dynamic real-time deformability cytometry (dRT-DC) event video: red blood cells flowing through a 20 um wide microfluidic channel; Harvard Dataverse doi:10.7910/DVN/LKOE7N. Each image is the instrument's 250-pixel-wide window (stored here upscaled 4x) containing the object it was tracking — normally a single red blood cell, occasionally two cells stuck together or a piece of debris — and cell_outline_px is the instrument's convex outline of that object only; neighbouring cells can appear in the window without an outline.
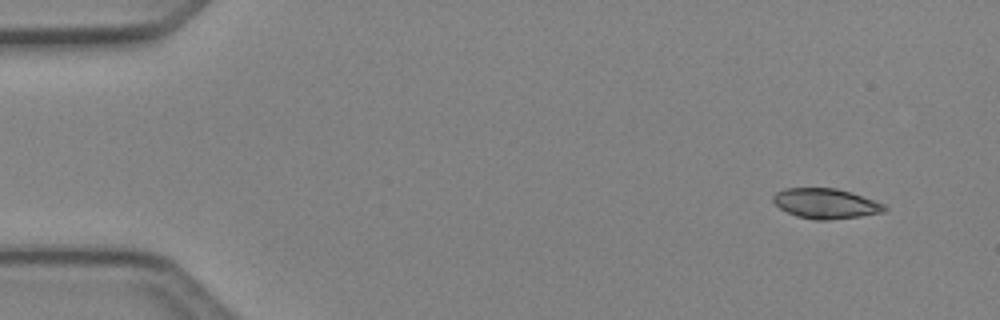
{"species": "Egyptian fruit bat (a non-hibernating species)", "species_latin": "Rousettus aegyptiacus", "temperature_condition": "cold", "stored_images_in_passage": 4, "camera_frame_rate_fps": 3000, "um_per_image_px": 0.085, "animal": {"sex": "female"}, "frame": {"image": 1, "passage_image": 1, "time_ms": 0.0, "image_size_px": [1000, 320], "cell_outline_px": [[888, 208], [884, 212], [860, 216], [828, 220], [816, 220], [796, 216], [780, 208], [772, 200], [772, 196], [776, 192], [784, 188], [836, 188], [884, 204]], "centroid_in_image_um": [70.15, 17.3], "position_along_channel_um": 14.9, "area_um2": 19.31}}
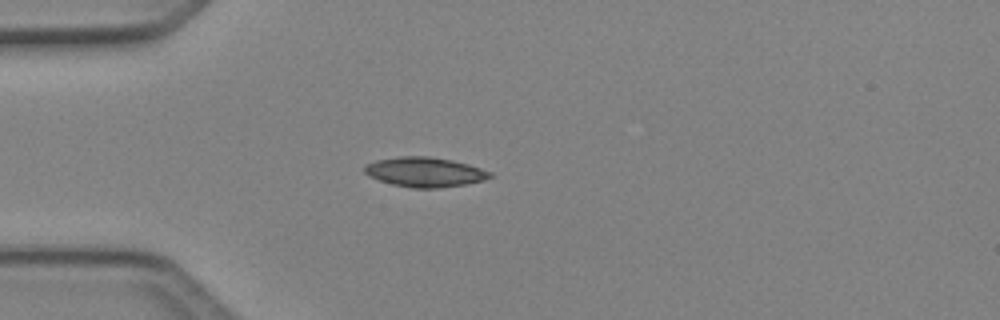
{"frame": {"image": 2, "passage_image": 3, "time_ms": 0.667, "image_size_px": [1000, 320], "cell_outline_px": [[492, 176], [484, 180], [464, 184], [436, 188], [412, 188], [392, 184], [368, 176], [364, 172], [364, 164], [376, 160], [400, 156], [428, 156], [452, 160], [468, 164], [492, 172]], "centroid_in_image_um": [36.08, 14.61], "position_along_channel_um": 48.9, "area_um2": 21.68}}